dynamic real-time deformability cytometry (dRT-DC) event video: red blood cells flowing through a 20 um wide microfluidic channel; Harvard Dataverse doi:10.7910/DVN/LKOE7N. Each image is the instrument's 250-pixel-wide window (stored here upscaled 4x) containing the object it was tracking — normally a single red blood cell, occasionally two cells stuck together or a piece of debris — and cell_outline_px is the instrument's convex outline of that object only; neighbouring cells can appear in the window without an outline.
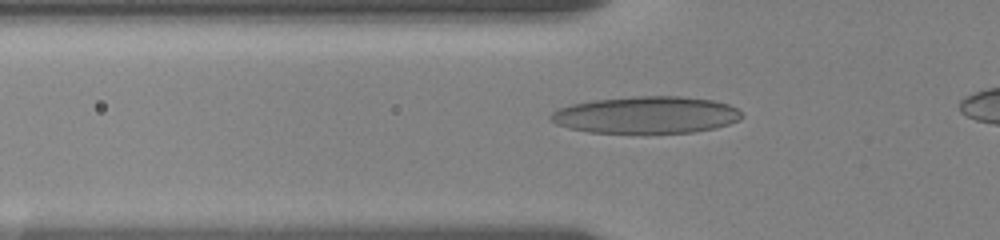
{"species": "human", "species_latin": "Homo sapiens", "temperature_condition": "room temperature", "stored_images_in_passage": 40, "camera_frame_rate_fps": 3000, "um_per_image_px": 0.085, "donor": {"sex": "female"}, "frame": {"image": 1, "passage_image": 9, "time_ms": 2.667, "image_size_px": [1000, 240], "cell_outline_px": [[744, 116], [740, 120], [716, 128], [692, 132], [644, 136], [588, 132], [568, 128], [556, 124], [548, 120], [548, 116], [556, 108], [572, 104], [592, 100], [632, 96], [680, 96], [712, 100], [728, 104], [736, 108]], "centroid_in_image_um": [54.88, 9.81], "position_along_channel_um": 70.9, "area_um2": 42.77}}
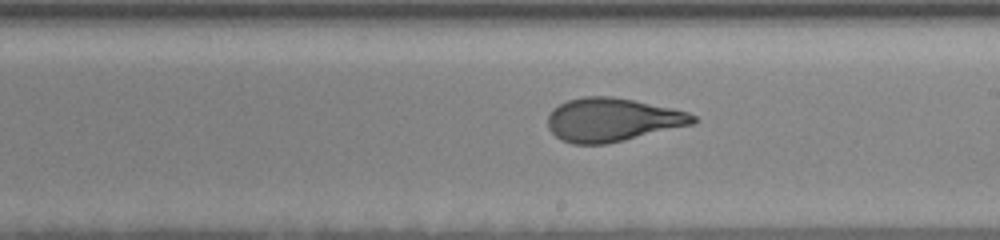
{"frame": {"image": 2, "passage_image": 23, "time_ms": 7.333, "image_size_px": [1000, 240], "cell_outline_px": [[696, 120], [692, 124], [624, 140], [604, 144], [572, 144], [560, 140], [548, 128], [548, 116], [552, 108], [568, 100], [584, 96], [612, 96], [636, 100], [672, 108], [688, 112], [696, 116]], "centroid_in_image_um": [52.01, 10.17], "position_along_channel_um": 237.0, "area_um2": 36.76}}
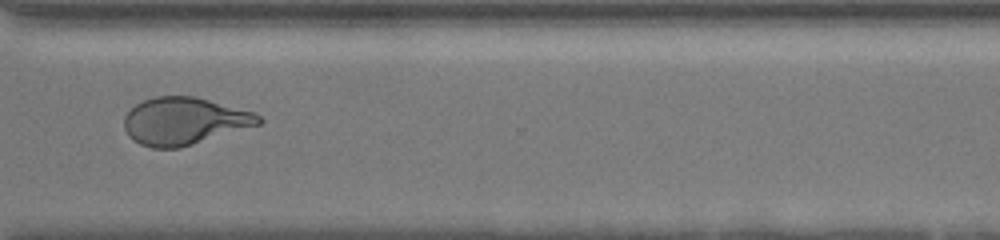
{"frame": {"image": 3, "passage_image": 33, "time_ms": 10.667, "image_size_px": [1000, 240], "cell_outline_px": [[264, 120], [260, 124], [180, 148], [152, 148], [140, 144], [132, 140], [128, 136], [124, 128], [124, 116], [136, 104], [144, 100], [156, 96], [196, 96], [256, 112]], "centroid_in_image_um": [15.67, 10.29], "position_along_channel_um": 354.9, "area_um2": 37.28}}